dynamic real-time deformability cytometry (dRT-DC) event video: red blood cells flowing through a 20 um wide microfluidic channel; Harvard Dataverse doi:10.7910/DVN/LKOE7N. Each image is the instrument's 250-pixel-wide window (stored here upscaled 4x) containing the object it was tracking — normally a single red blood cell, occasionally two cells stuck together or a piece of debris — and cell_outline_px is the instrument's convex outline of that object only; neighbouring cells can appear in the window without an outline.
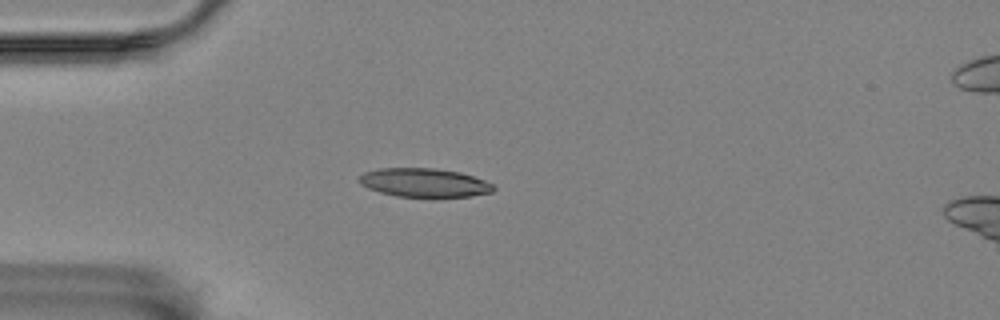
{"species": "Egyptian fruit bat (a non-hibernating species)", "species_latin": "Rousettus aegyptiacus", "temperature_condition": "room temperature", "stored_images_in_passage": 1, "camera_frame_rate_fps": 3000, "um_per_image_px": 0.085, "animal": {"sex": "female"}, "frame": {"image": 1, "passage_image": 1, "time_ms": 0.0, "image_size_px": [1000, 320], "cell_outline_px": [[496, 188], [492, 192], [472, 196], [396, 196], [380, 192], [368, 188], [360, 184], [356, 180], [364, 172], [380, 168], [432, 168], [460, 172], [484, 180], [492, 184]], "centroid_in_image_um": [36.03, 15.52], "position_along_channel_um": 49.0, "area_um2": 22.31}}